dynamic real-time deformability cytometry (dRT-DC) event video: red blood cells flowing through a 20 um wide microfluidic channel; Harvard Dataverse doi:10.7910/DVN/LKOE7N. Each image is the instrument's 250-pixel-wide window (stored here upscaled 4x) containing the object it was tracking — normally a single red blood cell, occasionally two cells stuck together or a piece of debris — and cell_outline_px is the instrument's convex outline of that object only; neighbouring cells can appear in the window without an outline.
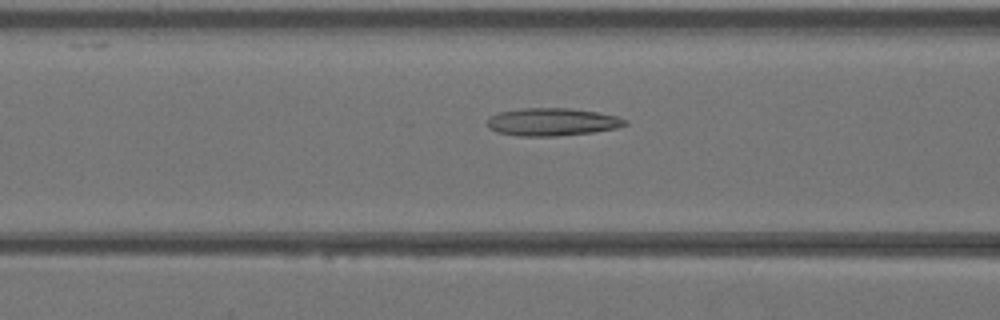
{"species": "Egyptian fruit bat (a non-hibernating species)", "species_latin": "Rousettus aegyptiacus", "temperature_condition": "warm", "stored_images_in_passage": 42, "camera_frame_rate_fps": 3000, "um_per_image_px": 0.085, "animal": {"sex": "female"}, "frame": {"image": 1, "passage_image": 17, "time_ms": 5.333, "image_size_px": [1000, 320], "cell_outline_px": [[628, 124], [616, 128], [592, 132], [556, 136], [520, 136], [496, 132], [488, 128], [488, 116], [500, 112], [524, 108], [568, 108], [596, 112], [616, 116], [628, 120]], "centroid_in_image_um": [46.92, 10.36], "position_along_channel_um": 119.7, "area_um2": 22.2}}
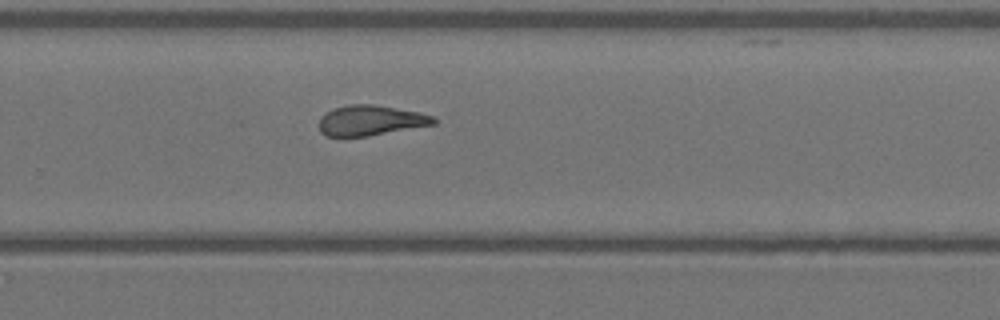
{"frame": {"image": 2, "passage_image": 28, "time_ms": 9.0, "image_size_px": [1000, 320], "cell_outline_px": [[436, 124], [368, 136], [328, 136], [320, 132], [320, 116], [324, 112], [332, 108], [348, 104], [372, 104], [420, 112], [432, 116], [436, 120]], "centroid_in_image_um": [31.48, 10.22], "position_along_channel_um": 298.3, "area_um2": 20.23}}
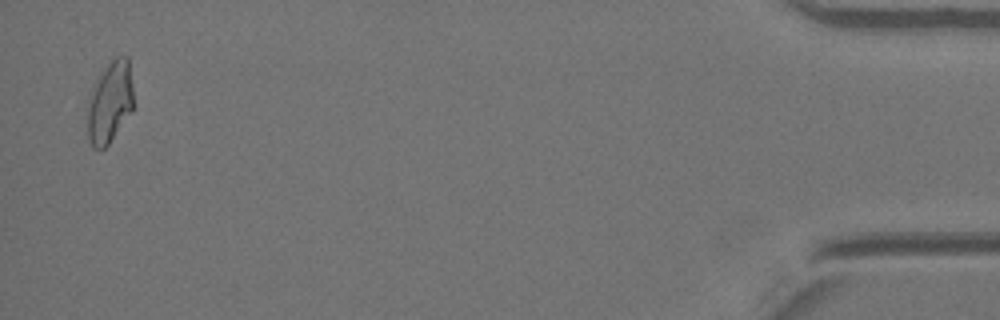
{"frame": {"image": 3, "passage_image": 41, "time_ms": 13.333, "image_size_px": [1000, 320], "cell_outline_px": [[132, 112], [108, 144], [104, 148], [92, 148], [88, 140], [88, 108], [96, 84], [100, 76], [108, 64], [116, 56], [128, 56], [132, 84]], "centroid_in_image_um": [9.37, 8.72], "position_along_channel_um": 425.8, "area_um2": 21.15}}